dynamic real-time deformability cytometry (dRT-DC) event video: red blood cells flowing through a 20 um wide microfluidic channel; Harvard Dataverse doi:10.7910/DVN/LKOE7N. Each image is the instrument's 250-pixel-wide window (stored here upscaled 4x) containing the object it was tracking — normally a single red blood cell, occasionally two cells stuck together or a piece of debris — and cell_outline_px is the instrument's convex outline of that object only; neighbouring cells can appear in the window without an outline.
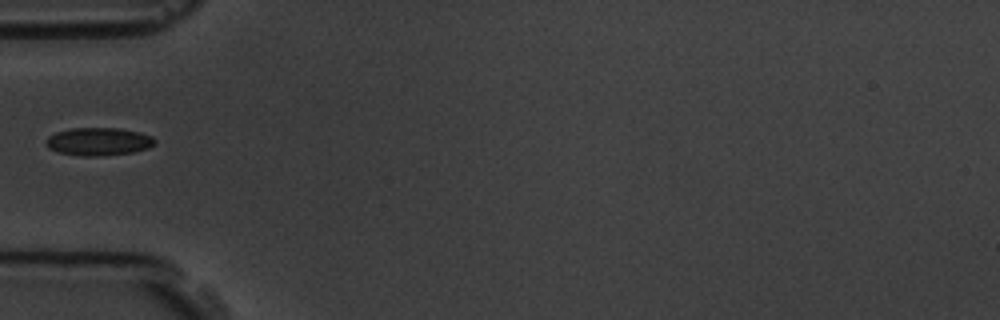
{"species": "common noctule bat (a hibernating species)", "species_latin": "Nyctalus noctula", "temperature_condition": "room temperature", "stored_images_in_passage": 7, "camera_frame_rate_fps": 3000, "um_per_image_px": 0.085, "animal": {"sex": "male", "body_mass_g": 19.5, "forearm_length_mm": 54.6}, "frame": {"image": 1, "passage_image": 6, "time_ms": 5.667, "image_size_px": [1000, 320], "cell_outline_px": [[156, 144], [148, 148], [132, 152], [100, 156], [80, 156], [56, 152], [48, 148], [44, 144], [44, 140], [48, 136], [56, 132], [72, 128], [120, 128], [140, 132], [152, 136], [156, 140]], "centroid_in_image_um": [8.35, 12.03], "position_along_channel_um": 76.6, "area_um2": 17.98}}
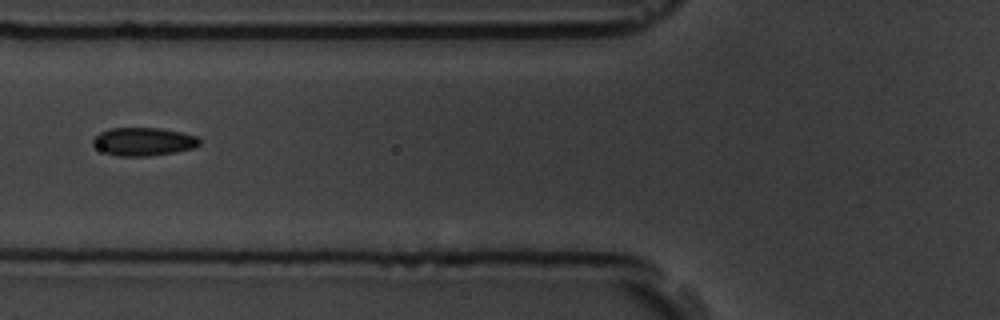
{"frame": {"image": 2, "passage_image": 7, "time_ms": 6.667, "image_size_px": [1000, 320], "cell_outline_px": [[200, 144], [192, 148], [176, 152], [148, 156], [120, 156], [104, 152], [92, 144], [92, 140], [100, 132], [108, 128], [160, 128], [180, 132], [196, 136], [200, 140]], "centroid_in_image_um": [12.18, 12.03], "position_along_channel_um": 113.6, "area_um2": 17.4}}